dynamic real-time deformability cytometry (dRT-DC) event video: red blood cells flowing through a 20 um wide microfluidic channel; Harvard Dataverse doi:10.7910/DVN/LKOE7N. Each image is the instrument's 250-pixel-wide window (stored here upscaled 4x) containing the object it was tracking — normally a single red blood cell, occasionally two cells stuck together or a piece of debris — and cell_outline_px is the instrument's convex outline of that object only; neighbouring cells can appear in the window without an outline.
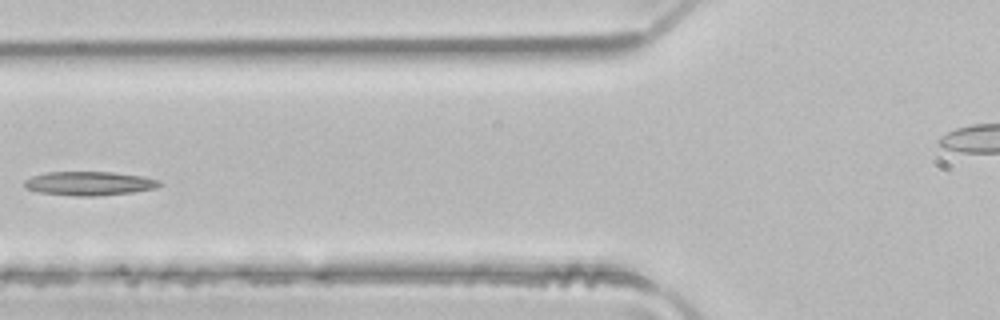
{"species": "common noctule bat (a hibernating species)", "species_latin": "Nyctalus noctula", "temperature_condition": "room temperature", "stored_images_in_passage": 5, "camera_frame_rate_fps": 3000, "um_per_image_px": 0.085, "animal": {"sex": "male", "body_mass_g": 21.5, "forearm_length_mm": 52.0}, "frame": {"image": 1, "passage_image": 5, "time_ms": 1.333, "image_size_px": [1000, 320], "cell_outline_px": [[160, 184], [156, 188], [132, 192], [96, 196], [76, 196], [40, 192], [24, 188], [24, 180], [32, 176], [44, 172], [112, 172], [140, 176], [160, 180]], "centroid_in_image_um": [7.54, 15.59], "position_along_channel_um": 118.3, "area_um2": 18.73}}